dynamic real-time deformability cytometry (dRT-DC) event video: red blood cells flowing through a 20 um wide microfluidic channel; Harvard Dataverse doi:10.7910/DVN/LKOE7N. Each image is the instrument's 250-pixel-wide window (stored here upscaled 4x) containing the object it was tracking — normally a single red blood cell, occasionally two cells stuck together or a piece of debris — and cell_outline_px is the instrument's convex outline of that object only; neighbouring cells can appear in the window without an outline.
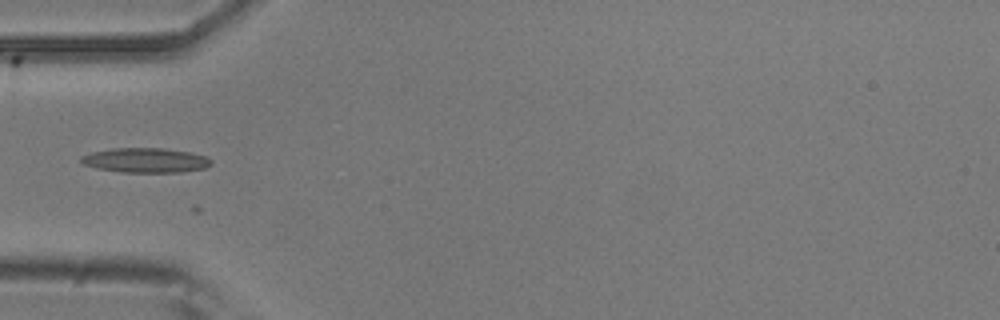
{"species": "common noctule bat (a hibernating species)", "species_latin": "Nyctalus noctula", "temperature_condition": "room temperature", "stored_images_in_passage": 15, "camera_frame_rate_fps": 3000, "um_per_image_px": 0.085, "animal": {"sex": "male", "body_mass_g": 20.5, "forearm_length_mm": 52.5}, "frame": {"image": 1, "passage_image": 2, "time_ms": 0.333, "image_size_px": [1000, 320], "cell_outline_px": [[212, 164], [204, 168], [180, 172], [120, 172], [96, 168], [84, 164], [80, 160], [80, 156], [92, 152], [112, 148], [164, 148], [188, 152], [204, 156], [212, 160]], "centroid_in_image_um": [12.34, 13.62], "position_along_channel_um": 72.7, "area_um2": 18.61}}
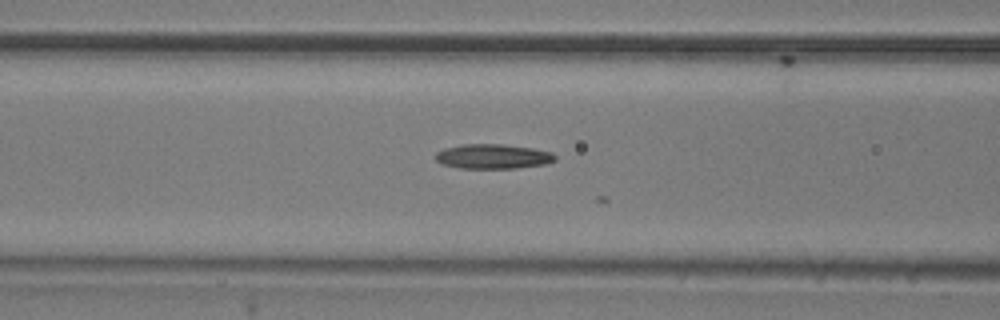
{"frame": {"image": 2, "passage_image": 6, "time_ms": 1.667, "image_size_px": [1000, 320], "cell_outline_px": [[556, 160], [544, 164], [516, 168], [460, 168], [444, 164], [436, 160], [436, 152], [444, 148], [460, 144], [504, 144], [532, 148], [552, 152], [556, 156]], "centroid_in_image_um": [41.9, 13.29], "position_along_channel_um": 124.7, "area_um2": 17.17}}
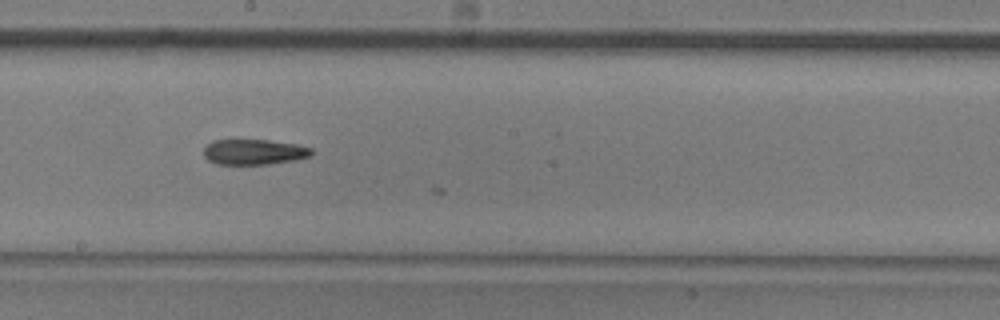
{"frame": {"image": 3, "passage_image": 14, "time_ms": 4.333, "image_size_px": [1000, 320], "cell_outline_px": [[312, 156], [296, 160], [268, 164], [216, 164], [208, 160], [204, 156], [204, 148], [212, 140], [268, 140], [296, 144], [312, 148]], "centroid_in_image_um": [21.6, 12.92], "position_along_channel_um": 226.6, "area_um2": 16.01}}